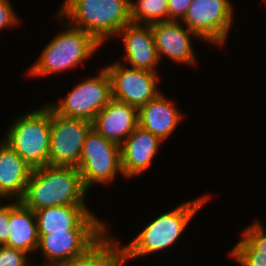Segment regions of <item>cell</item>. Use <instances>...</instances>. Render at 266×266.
Here are the masks:
<instances>
[{"instance_id":"6da1fadb","label":"cell","mask_w":266,"mask_h":266,"mask_svg":"<svg viewBox=\"0 0 266 266\" xmlns=\"http://www.w3.org/2000/svg\"><path fill=\"white\" fill-rule=\"evenodd\" d=\"M80 172L76 167L45 165L32 169L19 200L33 211L63 205H88Z\"/></svg>"},{"instance_id":"7a4b0ae2","label":"cell","mask_w":266,"mask_h":266,"mask_svg":"<svg viewBox=\"0 0 266 266\" xmlns=\"http://www.w3.org/2000/svg\"><path fill=\"white\" fill-rule=\"evenodd\" d=\"M129 2L130 0H65L56 14L59 21L66 20L64 22L89 33L103 45L131 23Z\"/></svg>"},{"instance_id":"3957f363","label":"cell","mask_w":266,"mask_h":266,"mask_svg":"<svg viewBox=\"0 0 266 266\" xmlns=\"http://www.w3.org/2000/svg\"><path fill=\"white\" fill-rule=\"evenodd\" d=\"M210 197L207 193L155 217L129 244L124 245L128 259L157 253L175 245L191 219Z\"/></svg>"},{"instance_id":"277c9868","label":"cell","mask_w":266,"mask_h":266,"mask_svg":"<svg viewBox=\"0 0 266 266\" xmlns=\"http://www.w3.org/2000/svg\"><path fill=\"white\" fill-rule=\"evenodd\" d=\"M63 22L69 29L49 41L39 59L30 66L28 75L42 77L75 68L100 48L101 44L92 35Z\"/></svg>"},{"instance_id":"5b68a950","label":"cell","mask_w":266,"mask_h":266,"mask_svg":"<svg viewBox=\"0 0 266 266\" xmlns=\"http://www.w3.org/2000/svg\"><path fill=\"white\" fill-rule=\"evenodd\" d=\"M13 122L3 141L32 169L49 165L51 107L45 104Z\"/></svg>"},{"instance_id":"8992f818","label":"cell","mask_w":266,"mask_h":266,"mask_svg":"<svg viewBox=\"0 0 266 266\" xmlns=\"http://www.w3.org/2000/svg\"><path fill=\"white\" fill-rule=\"evenodd\" d=\"M76 168L87 191L94 184L112 183L117 174L123 175L120 146L91 129L86 135Z\"/></svg>"},{"instance_id":"52a82bcc","label":"cell","mask_w":266,"mask_h":266,"mask_svg":"<svg viewBox=\"0 0 266 266\" xmlns=\"http://www.w3.org/2000/svg\"><path fill=\"white\" fill-rule=\"evenodd\" d=\"M111 99V79L104 67L98 75L76 84L65 98L48 105L60 116L92 122Z\"/></svg>"},{"instance_id":"ba28073f","label":"cell","mask_w":266,"mask_h":266,"mask_svg":"<svg viewBox=\"0 0 266 266\" xmlns=\"http://www.w3.org/2000/svg\"><path fill=\"white\" fill-rule=\"evenodd\" d=\"M230 0H192L181 22L204 42L222 47L233 23Z\"/></svg>"},{"instance_id":"9c48e42d","label":"cell","mask_w":266,"mask_h":266,"mask_svg":"<svg viewBox=\"0 0 266 266\" xmlns=\"http://www.w3.org/2000/svg\"><path fill=\"white\" fill-rule=\"evenodd\" d=\"M92 122L60 116L51 108L49 165L77 167Z\"/></svg>"},{"instance_id":"30bf717a","label":"cell","mask_w":266,"mask_h":266,"mask_svg":"<svg viewBox=\"0 0 266 266\" xmlns=\"http://www.w3.org/2000/svg\"><path fill=\"white\" fill-rule=\"evenodd\" d=\"M111 79L112 98L139 109L161 92L159 74L123 65L122 61L104 66Z\"/></svg>"},{"instance_id":"8fae6325","label":"cell","mask_w":266,"mask_h":266,"mask_svg":"<svg viewBox=\"0 0 266 266\" xmlns=\"http://www.w3.org/2000/svg\"><path fill=\"white\" fill-rule=\"evenodd\" d=\"M108 231H52L38 234L37 250L41 249L46 264L61 266L79 259ZM48 262V263H47Z\"/></svg>"},{"instance_id":"7c38bea8","label":"cell","mask_w":266,"mask_h":266,"mask_svg":"<svg viewBox=\"0 0 266 266\" xmlns=\"http://www.w3.org/2000/svg\"><path fill=\"white\" fill-rule=\"evenodd\" d=\"M38 234L52 231H108L87 205H63L34 211Z\"/></svg>"},{"instance_id":"4fadbf2b","label":"cell","mask_w":266,"mask_h":266,"mask_svg":"<svg viewBox=\"0 0 266 266\" xmlns=\"http://www.w3.org/2000/svg\"><path fill=\"white\" fill-rule=\"evenodd\" d=\"M158 57L170 58L175 63L196 65L197 56L191 43V37L200 38L196 33L185 28L181 21H162L151 24Z\"/></svg>"},{"instance_id":"5bb4252c","label":"cell","mask_w":266,"mask_h":266,"mask_svg":"<svg viewBox=\"0 0 266 266\" xmlns=\"http://www.w3.org/2000/svg\"><path fill=\"white\" fill-rule=\"evenodd\" d=\"M115 37H119L123 41L126 64H130L132 68L158 72L156 66L160 59L151 25L130 23L121 29Z\"/></svg>"},{"instance_id":"9a60e30c","label":"cell","mask_w":266,"mask_h":266,"mask_svg":"<svg viewBox=\"0 0 266 266\" xmlns=\"http://www.w3.org/2000/svg\"><path fill=\"white\" fill-rule=\"evenodd\" d=\"M163 141L139 125L120 145L121 168L124 178L143 174L153 163Z\"/></svg>"},{"instance_id":"2e32d148","label":"cell","mask_w":266,"mask_h":266,"mask_svg":"<svg viewBox=\"0 0 266 266\" xmlns=\"http://www.w3.org/2000/svg\"><path fill=\"white\" fill-rule=\"evenodd\" d=\"M138 126V109L111 99L92 121V129L119 146Z\"/></svg>"},{"instance_id":"e0dca14e","label":"cell","mask_w":266,"mask_h":266,"mask_svg":"<svg viewBox=\"0 0 266 266\" xmlns=\"http://www.w3.org/2000/svg\"><path fill=\"white\" fill-rule=\"evenodd\" d=\"M167 98L160 93L138 109V125L161 141L173 134L183 117L182 111Z\"/></svg>"},{"instance_id":"ac0fdd59","label":"cell","mask_w":266,"mask_h":266,"mask_svg":"<svg viewBox=\"0 0 266 266\" xmlns=\"http://www.w3.org/2000/svg\"><path fill=\"white\" fill-rule=\"evenodd\" d=\"M0 142V199L19 201L32 168L8 144Z\"/></svg>"},{"instance_id":"d6986e66","label":"cell","mask_w":266,"mask_h":266,"mask_svg":"<svg viewBox=\"0 0 266 266\" xmlns=\"http://www.w3.org/2000/svg\"><path fill=\"white\" fill-rule=\"evenodd\" d=\"M10 236L5 244L26 253L36 252L38 246V230L35 213L20 201L10 203L8 220Z\"/></svg>"},{"instance_id":"ffe728a7","label":"cell","mask_w":266,"mask_h":266,"mask_svg":"<svg viewBox=\"0 0 266 266\" xmlns=\"http://www.w3.org/2000/svg\"><path fill=\"white\" fill-rule=\"evenodd\" d=\"M107 232L90 248V266H124L129 260L125 246Z\"/></svg>"},{"instance_id":"44dd1931","label":"cell","mask_w":266,"mask_h":266,"mask_svg":"<svg viewBox=\"0 0 266 266\" xmlns=\"http://www.w3.org/2000/svg\"><path fill=\"white\" fill-rule=\"evenodd\" d=\"M131 23L151 25L168 21V0H130Z\"/></svg>"},{"instance_id":"7402d4cb","label":"cell","mask_w":266,"mask_h":266,"mask_svg":"<svg viewBox=\"0 0 266 266\" xmlns=\"http://www.w3.org/2000/svg\"><path fill=\"white\" fill-rule=\"evenodd\" d=\"M228 255L241 266H266V255L256 251L243 237Z\"/></svg>"},{"instance_id":"603a6c76","label":"cell","mask_w":266,"mask_h":266,"mask_svg":"<svg viewBox=\"0 0 266 266\" xmlns=\"http://www.w3.org/2000/svg\"><path fill=\"white\" fill-rule=\"evenodd\" d=\"M256 251L266 255V231L260 222H254L245 228L242 236Z\"/></svg>"},{"instance_id":"cb8c5ba5","label":"cell","mask_w":266,"mask_h":266,"mask_svg":"<svg viewBox=\"0 0 266 266\" xmlns=\"http://www.w3.org/2000/svg\"><path fill=\"white\" fill-rule=\"evenodd\" d=\"M25 251L0 245V266H31L28 264L30 256Z\"/></svg>"},{"instance_id":"d4e9b609","label":"cell","mask_w":266,"mask_h":266,"mask_svg":"<svg viewBox=\"0 0 266 266\" xmlns=\"http://www.w3.org/2000/svg\"><path fill=\"white\" fill-rule=\"evenodd\" d=\"M10 0H0V31L4 28H12L19 22Z\"/></svg>"},{"instance_id":"484cf974","label":"cell","mask_w":266,"mask_h":266,"mask_svg":"<svg viewBox=\"0 0 266 266\" xmlns=\"http://www.w3.org/2000/svg\"><path fill=\"white\" fill-rule=\"evenodd\" d=\"M192 0H168V20H182Z\"/></svg>"},{"instance_id":"4316f807","label":"cell","mask_w":266,"mask_h":266,"mask_svg":"<svg viewBox=\"0 0 266 266\" xmlns=\"http://www.w3.org/2000/svg\"><path fill=\"white\" fill-rule=\"evenodd\" d=\"M10 217V203H0V245H5L10 236L8 220Z\"/></svg>"},{"instance_id":"83f0119b","label":"cell","mask_w":266,"mask_h":266,"mask_svg":"<svg viewBox=\"0 0 266 266\" xmlns=\"http://www.w3.org/2000/svg\"><path fill=\"white\" fill-rule=\"evenodd\" d=\"M61 266H90V249L79 259L70 261Z\"/></svg>"}]
</instances>
